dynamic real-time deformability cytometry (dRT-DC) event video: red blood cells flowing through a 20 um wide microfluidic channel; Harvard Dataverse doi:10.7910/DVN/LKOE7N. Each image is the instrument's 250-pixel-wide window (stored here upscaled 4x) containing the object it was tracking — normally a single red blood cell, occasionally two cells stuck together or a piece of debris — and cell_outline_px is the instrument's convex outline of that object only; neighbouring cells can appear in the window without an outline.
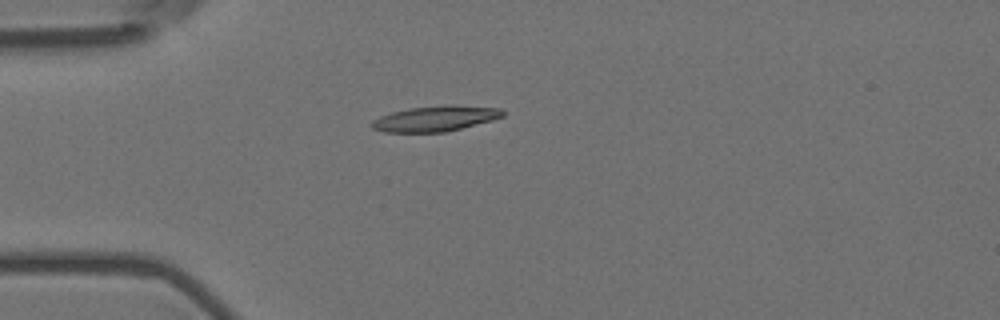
{"species": "Egyptian fruit bat (a non-hibernating species)", "species_latin": "Rousettus aegyptiacus", "temperature_condition": "room temperature", "stored_images_in_passage": 4, "camera_frame_rate_fps": 3000, "um_per_image_px": 0.085, "animal": {"sex": "female"}, "frame": {"image": 1, "passage_image": 2, "time_ms": 0.333, "image_size_px": [1000, 320], "cell_outline_px": [[504, 116], [492, 120], [444, 132], [384, 132], [372, 128], [372, 120], [380, 116], [392, 112], [408, 108], [448, 104], [456, 104], [500, 108], [504, 112]], "centroid_in_image_um": [37.01, 10.06], "position_along_channel_um": 48.0, "area_um2": 19.48}}
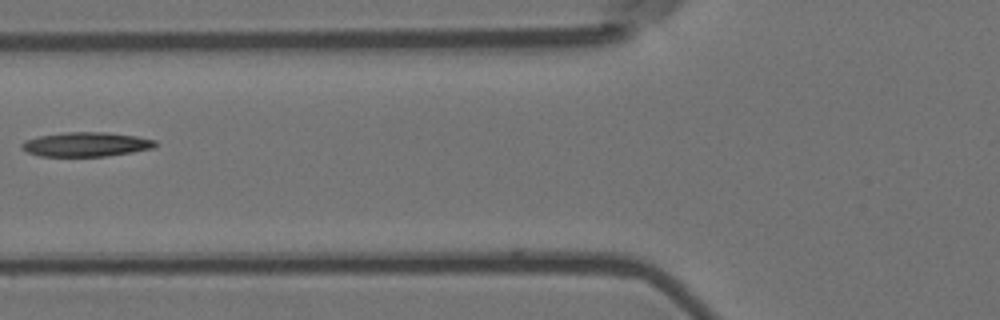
{"frame": {"image": 2, "passage_image": 4, "time_ms": 1.0, "image_size_px": [1000, 320], "cell_outline_px": [[156, 144], [152, 148], [132, 152], [104, 156], [40, 156], [28, 152], [20, 148], [20, 144], [24, 140], [40, 136], [64, 132], [104, 132], [136, 136], [156, 140]], "centroid_in_image_um": [7.28, 12.27], "position_along_channel_um": 118.5, "area_um2": 18.84}}